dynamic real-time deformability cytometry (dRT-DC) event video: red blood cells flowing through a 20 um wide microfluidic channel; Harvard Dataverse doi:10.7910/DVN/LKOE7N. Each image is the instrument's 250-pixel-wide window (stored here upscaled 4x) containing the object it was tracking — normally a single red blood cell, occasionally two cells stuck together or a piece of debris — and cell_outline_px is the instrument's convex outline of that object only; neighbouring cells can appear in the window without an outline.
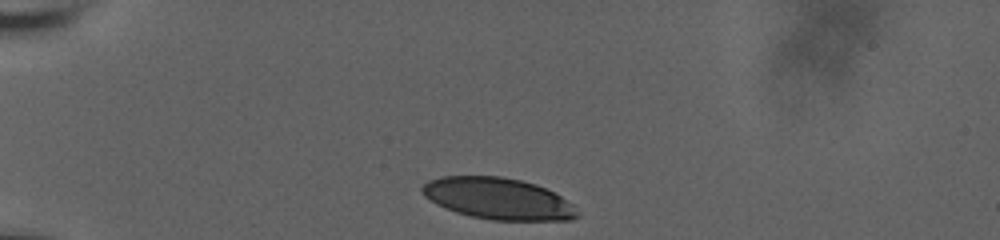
{"species": "human", "species_latin": "Homo sapiens", "temperature_condition": "room temperature", "stored_images_in_passage": 25, "camera_frame_rate_fps": 3000, "um_per_image_px": 0.085, "donor": {"sex": "male"}, "frame": {"image": 1, "passage_image": 1, "time_ms": 0.0, "image_size_px": [1000, 240], "cell_outline_px": [[580, 216], [572, 220], [492, 220], [472, 216], [456, 212], [444, 208], [436, 204], [424, 196], [420, 192], [420, 188], [428, 180], [440, 176], [500, 176], [520, 180], [536, 184], [560, 196], [572, 204], [580, 212]], "centroid_in_image_um": [42.32, 16.88], "position_along_channel_um": 42.7, "area_um2": 37.63}}
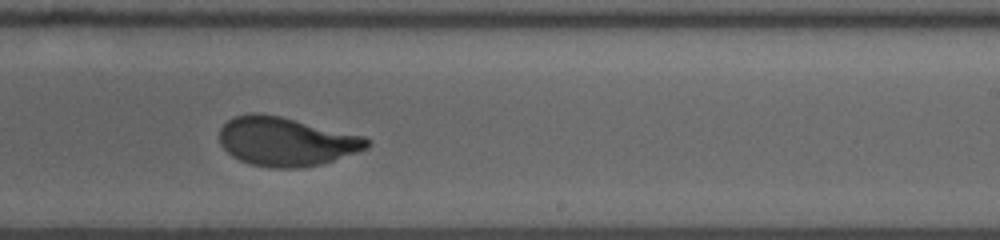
{"frame": {"image": 2, "passage_image": 15, "time_ms": 4.667, "image_size_px": [1000, 240], "cell_outline_px": [[372, 144], [368, 148], [320, 164], [300, 168], [272, 168], [252, 164], [240, 160], [232, 156], [220, 144], [220, 128], [228, 120], [236, 116], [252, 112], [256, 112], [280, 116], [364, 136], [372, 140]], "centroid_in_image_um": [24.32, 12.02], "position_along_channel_um": 264.7, "area_um2": 41.85}}
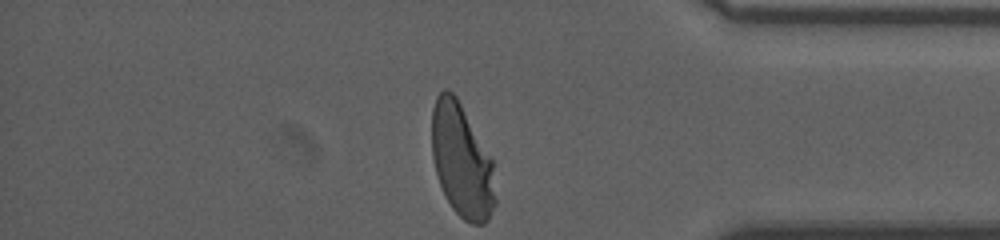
{"frame": {"image": 3, "passage_image": 25, "time_ms": 8.0, "image_size_px": [1000, 240], "cell_outline_px": [[496, 204], [488, 220], [484, 224], [472, 224], [464, 220], [452, 208], [440, 184], [436, 172], [432, 156], [432, 108], [436, 96], [444, 88], [452, 92], [456, 96], [492, 156], [496, 200]], "centroid_in_image_um": [39.27, 13.66], "position_along_channel_um": 395.9, "area_um2": 42.25}, "authors_computed_cell_mechanics": {"area_um2": 42.0784, "velocity_mm_per_s": 3.7994, "shape_relaxation_time_tau1_ms": 2.6049, "shape_relaxation_time_tau2_ms": null, "deformation_change_tau1": 0.1648, "deformation_change_tau2": null}}